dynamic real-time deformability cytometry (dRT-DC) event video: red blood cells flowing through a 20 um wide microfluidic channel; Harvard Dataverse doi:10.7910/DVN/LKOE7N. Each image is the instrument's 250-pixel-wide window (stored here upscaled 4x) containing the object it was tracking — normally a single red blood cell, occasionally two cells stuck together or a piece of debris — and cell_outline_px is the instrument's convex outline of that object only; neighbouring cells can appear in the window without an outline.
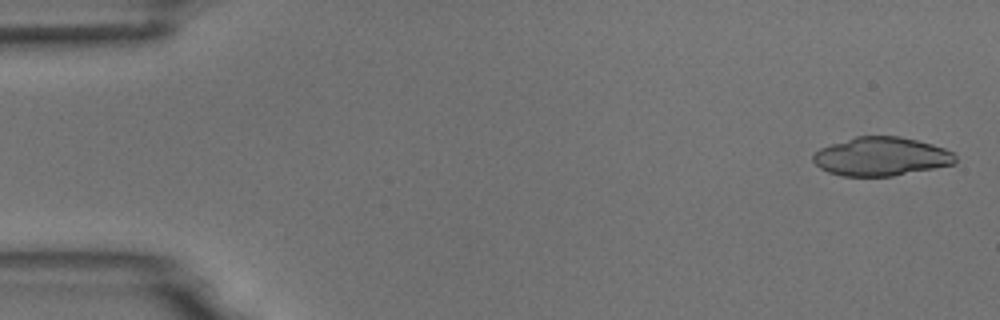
{"species": "common noctule bat (a hibernating species)", "species_latin": "Nyctalus noctula", "temperature_condition": "room temperature", "stored_images_in_passage": 19, "camera_frame_rate_fps": 3000, "um_per_image_px": 0.085, "animal": {"sex": "male", "body_mass_g": 18.8}, "frame": {"image": 1, "passage_image": 2, "time_ms": 0.333, "image_size_px": [1000, 320], "cell_outline_px": [[956, 164], [892, 176], [840, 176], [828, 172], [820, 168], [812, 160], [812, 156], [820, 148], [856, 136], [900, 136], [932, 144], [944, 148], [952, 152], [956, 156]], "centroid_in_image_um": [74.9, 13.31], "position_along_channel_um": 10.1, "area_um2": 32.02}}